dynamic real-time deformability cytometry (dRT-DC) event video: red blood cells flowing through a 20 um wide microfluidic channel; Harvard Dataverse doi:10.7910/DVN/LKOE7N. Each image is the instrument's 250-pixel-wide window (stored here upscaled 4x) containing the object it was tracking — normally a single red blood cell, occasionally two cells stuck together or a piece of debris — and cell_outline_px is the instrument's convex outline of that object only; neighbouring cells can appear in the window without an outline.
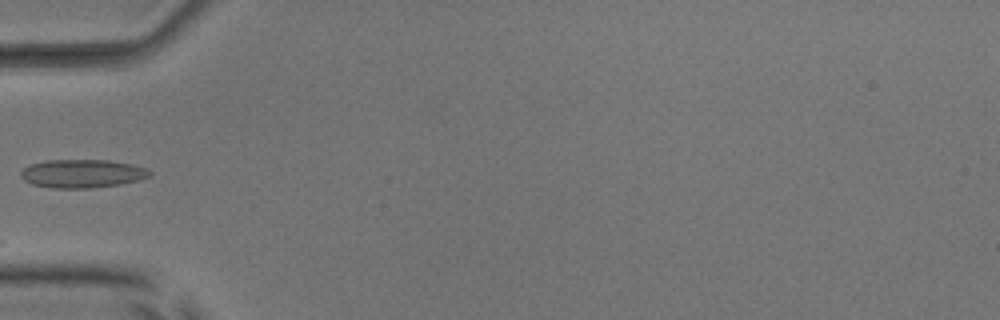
{"species": "common noctule bat (a hibernating species)", "species_latin": "Nyctalus noctula", "temperature_condition": "room temperature", "stored_images_in_passage": 8, "camera_frame_rate_fps": 3000, "um_per_image_px": 0.085, "animal": {"sex": "male", "body_mass_g": 17.9, "forearm_length_mm": 54.2}, "frame": {"image": 1, "passage_image": 1, "time_ms": 0.0, "image_size_px": [1000, 320], "cell_outline_px": [[152, 176], [120, 184], [92, 188], [52, 188], [32, 184], [24, 180], [20, 176], [20, 172], [24, 168], [32, 164], [44, 160], [108, 160], [148, 168], [152, 172]], "centroid_in_image_um": [6.98, 14.75], "position_along_channel_um": 78.0, "area_um2": 21.27}}
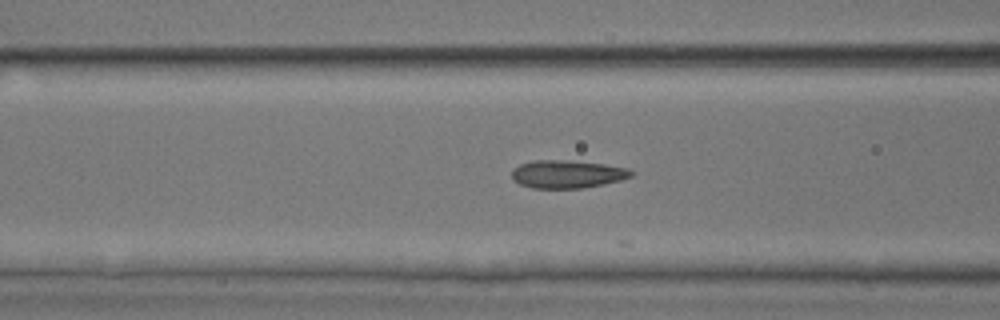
{"frame": {"image": 2, "passage_image": 4, "time_ms": 1.0, "image_size_px": [1000, 320], "cell_outline_px": [[636, 172], [632, 176], [620, 180], [604, 184], [580, 188], [532, 188], [520, 184], [512, 180], [512, 168], [520, 164], [532, 160], [568, 160], [604, 164], [628, 168]], "centroid_in_image_um": [48.21, 14.79], "position_along_channel_um": 118.4, "area_um2": 19.59}}
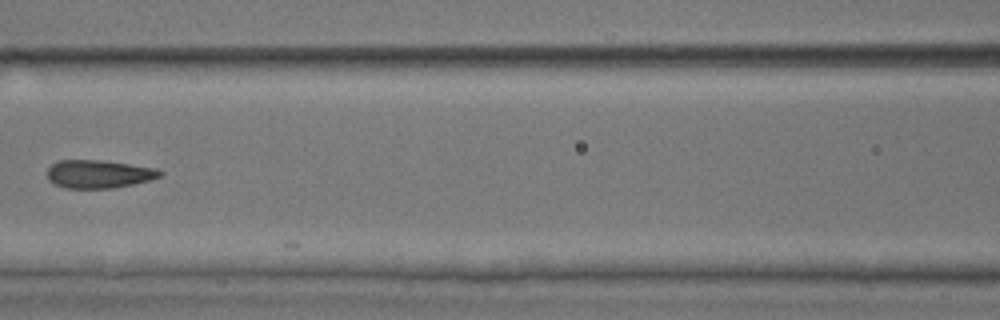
{"frame": {"image": 3, "passage_image": 7, "time_ms": 2.0, "image_size_px": [1000, 320], "cell_outline_px": [[164, 172], [160, 176], [148, 180], [132, 184], [112, 188], [64, 188], [52, 184], [48, 180], [48, 168], [56, 160], [104, 160], [156, 168]], "centroid_in_image_um": [8.35, 14.79], "position_along_channel_um": 158.2, "area_um2": 18.55}}